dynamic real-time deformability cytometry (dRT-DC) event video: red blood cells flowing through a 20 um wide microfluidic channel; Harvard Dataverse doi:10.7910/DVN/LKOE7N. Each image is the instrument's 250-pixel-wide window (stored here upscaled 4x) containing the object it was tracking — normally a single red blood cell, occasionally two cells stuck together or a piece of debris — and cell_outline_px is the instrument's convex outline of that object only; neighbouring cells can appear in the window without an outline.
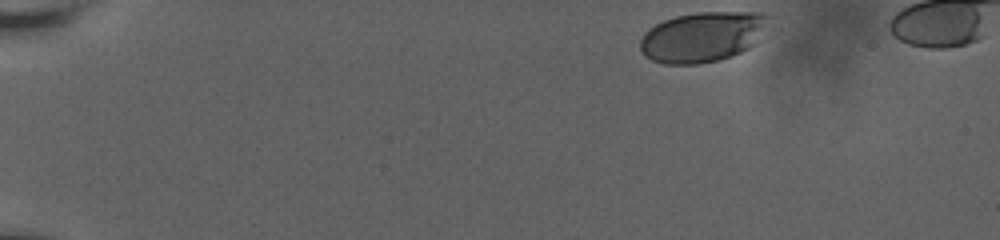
{"species": "human", "species_latin": "Homo sapiens", "temperature_condition": "room temperature", "stored_images_in_passage": 11, "camera_frame_rate_fps": 3000, "um_per_image_px": 0.085, "donor": {"sex": "male"}, "frame": {"image": 1, "passage_image": 1, "time_ms": 0.0, "image_size_px": [1000, 240], "cell_outline_px": [[768, 16], [752, 44], [748, 48], [732, 56], [720, 60], [696, 64], [664, 64], [652, 60], [644, 56], [640, 48], [640, 40], [644, 32], [648, 28], [664, 20], [676, 16], [700, 12], [760, 12]], "centroid_in_image_um": [59.6, 3.14], "position_along_channel_um": 25.4, "area_um2": 36.93}}
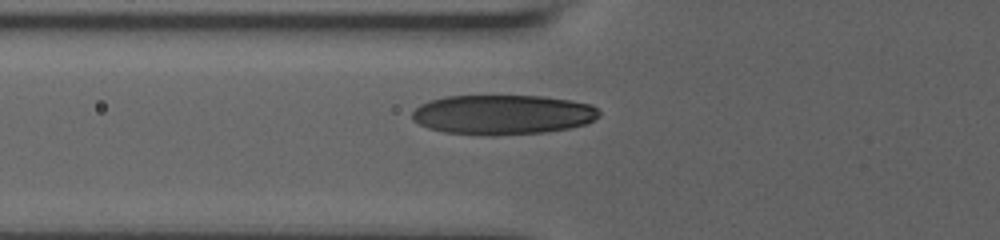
{"frame": {"image": 2, "passage_image": 7, "time_ms": 5.0, "image_size_px": [1000, 240], "cell_outline_px": [[600, 116], [584, 124], [568, 128], [544, 132], [496, 136], [488, 136], [444, 132], [428, 128], [412, 120], [412, 112], [420, 104], [428, 100], [444, 96], [544, 96], [592, 104], [600, 112]], "centroid_in_image_um": [42.69, 9.74], "position_along_channel_um": 83.1, "area_um2": 43.52}}
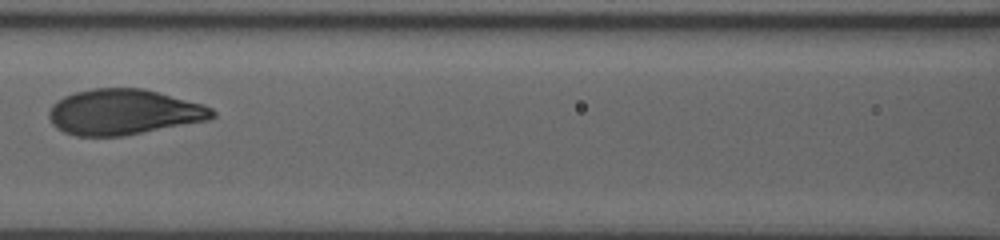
{"frame": {"image": 3, "passage_image": 10, "time_ms": 7.0, "image_size_px": [1000, 240], "cell_outline_px": [[216, 116], [208, 120], [124, 136], [76, 136], [64, 132], [56, 128], [52, 124], [48, 116], [48, 112], [52, 104], [56, 100], [64, 96], [76, 92], [92, 88], [144, 88], [204, 104], [212, 108], [216, 112]], "centroid_in_image_um": [10.51, 9.52], "position_along_channel_um": 156.1, "area_um2": 43.64}}